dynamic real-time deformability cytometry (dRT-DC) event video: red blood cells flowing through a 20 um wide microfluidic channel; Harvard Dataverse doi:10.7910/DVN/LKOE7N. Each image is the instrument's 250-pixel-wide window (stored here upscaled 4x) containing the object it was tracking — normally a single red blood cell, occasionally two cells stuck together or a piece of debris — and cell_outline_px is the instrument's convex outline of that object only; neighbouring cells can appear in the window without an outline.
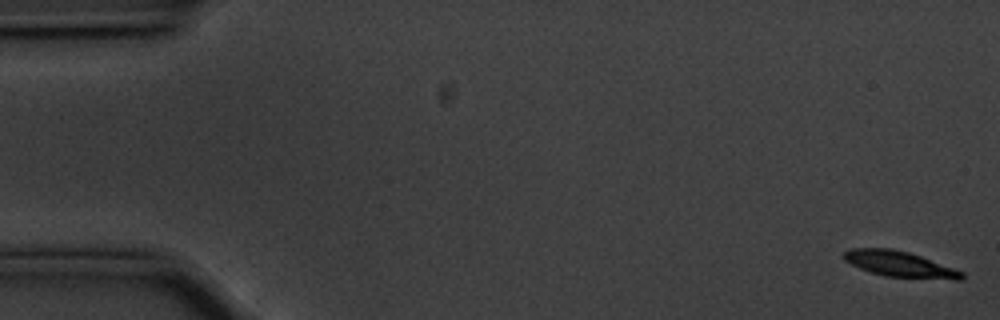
{"species": "common noctule bat (a hibernating species)", "species_latin": "Nyctalus noctula", "temperature_condition": "cold", "stored_images_in_passage": 56, "camera_frame_rate_fps": 3000, "um_per_image_px": 0.085, "animal": {"sex": "male", "body_mass_g": 20.1, "forearm_length_mm": 53.5}, "frame": {"image": 1, "passage_image": 1, "time_ms": 0.0, "image_size_px": [1000, 320], "cell_outline_px": [[964, 280], [956, 280], [884, 276], [860, 268], [844, 260], [844, 252], [852, 248], [892, 248], [908, 252], [920, 256], [964, 272]], "centroid_in_image_um": [76.5, 22.46], "position_along_channel_um": 8.5, "area_um2": 17.51}}
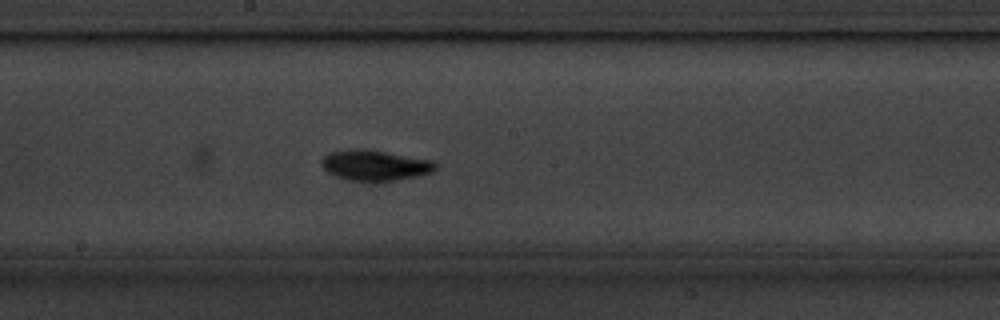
{"frame": {"image": 2, "passage_image": 30, "time_ms": 9.667, "image_size_px": [1000, 320], "cell_outline_px": [[436, 168], [432, 172], [420, 176], [396, 180], [348, 180], [336, 176], [328, 172], [320, 164], [320, 160], [328, 152], [384, 152], [432, 160], [436, 164]], "centroid_in_image_um": [31.91, 14.1], "position_along_channel_um": 216.3, "area_um2": 19.19}}
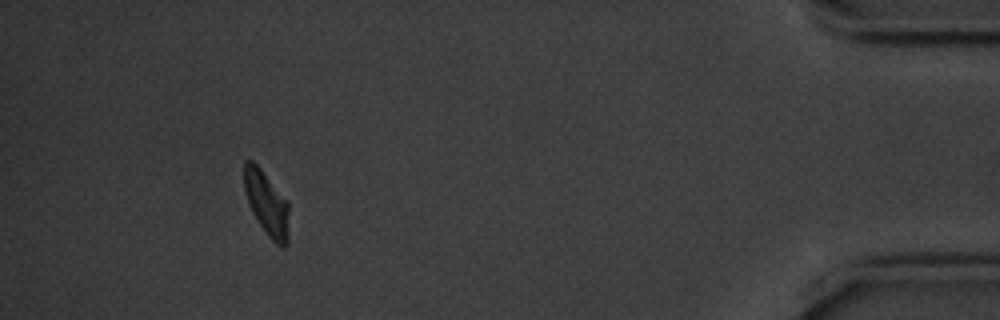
{"frame": {"image": 3, "passage_image": 52, "time_ms": 17.0, "image_size_px": [1000, 320], "cell_outline_px": [[288, 244], [284, 248], [280, 248], [268, 236], [252, 212], [248, 204], [244, 192], [244, 160], [252, 160], [260, 168], [288, 200]], "centroid_in_image_um": [22.67, 17.3], "position_along_channel_um": 412.5, "area_um2": 16.94}, "authors_computed_cell_mechanics": {"area_um2": 18.1492, "velocity_mm_per_s": 3.524, "shape_relaxation_time_tau1_ms": 2.5468, "shape_relaxation_time_tau2_ms": 9.5273, "deformation_change_tau1": 0.1139, "deformation_change_tau2": 0.1314}}